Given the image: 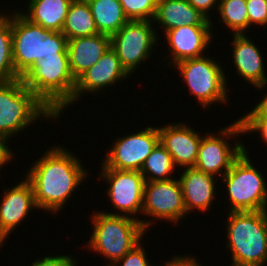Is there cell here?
Listing matches in <instances>:
<instances>
[{
  "instance_id": "6da1fadb",
  "label": "cell",
  "mask_w": 267,
  "mask_h": 266,
  "mask_svg": "<svg viewBox=\"0 0 267 266\" xmlns=\"http://www.w3.org/2000/svg\"><path fill=\"white\" fill-rule=\"evenodd\" d=\"M57 146L53 145L34 162L25 177L33 188L38 209L55 214L88 175L77 156Z\"/></svg>"
},
{
  "instance_id": "7a4b0ae2",
  "label": "cell",
  "mask_w": 267,
  "mask_h": 266,
  "mask_svg": "<svg viewBox=\"0 0 267 266\" xmlns=\"http://www.w3.org/2000/svg\"><path fill=\"white\" fill-rule=\"evenodd\" d=\"M21 80L57 119L67 106L73 104L76 80L69 68L68 54L36 61Z\"/></svg>"
},
{
  "instance_id": "3957f363",
  "label": "cell",
  "mask_w": 267,
  "mask_h": 266,
  "mask_svg": "<svg viewBox=\"0 0 267 266\" xmlns=\"http://www.w3.org/2000/svg\"><path fill=\"white\" fill-rule=\"evenodd\" d=\"M13 15V16H12ZM11 15L12 53L16 73L22 77L44 57L67 53V38L26 19L21 11Z\"/></svg>"
},
{
  "instance_id": "277c9868",
  "label": "cell",
  "mask_w": 267,
  "mask_h": 266,
  "mask_svg": "<svg viewBox=\"0 0 267 266\" xmlns=\"http://www.w3.org/2000/svg\"><path fill=\"white\" fill-rule=\"evenodd\" d=\"M226 222L231 264L263 266L267 262V210L231 211Z\"/></svg>"
},
{
  "instance_id": "5b68a950",
  "label": "cell",
  "mask_w": 267,
  "mask_h": 266,
  "mask_svg": "<svg viewBox=\"0 0 267 266\" xmlns=\"http://www.w3.org/2000/svg\"><path fill=\"white\" fill-rule=\"evenodd\" d=\"M144 220L97 212L92 215L93 233L85 246L111 260L106 266H112L141 242L153 223Z\"/></svg>"
},
{
  "instance_id": "8992f818",
  "label": "cell",
  "mask_w": 267,
  "mask_h": 266,
  "mask_svg": "<svg viewBox=\"0 0 267 266\" xmlns=\"http://www.w3.org/2000/svg\"><path fill=\"white\" fill-rule=\"evenodd\" d=\"M56 119L27 87L21 78L0 82V138L9 141L11 136L21 133L28 124L40 118Z\"/></svg>"
},
{
  "instance_id": "52a82bcc",
  "label": "cell",
  "mask_w": 267,
  "mask_h": 266,
  "mask_svg": "<svg viewBox=\"0 0 267 266\" xmlns=\"http://www.w3.org/2000/svg\"><path fill=\"white\" fill-rule=\"evenodd\" d=\"M221 179L227 187L230 212L267 210L266 179L253 166L246 147Z\"/></svg>"
},
{
  "instance_id": "ba28073f",
  "label": "cell",
  "mask_w": 267,
  "mask_h": 266,
  "mask_svg": "<svg viewBox=\"0 0 267 266\" xmlns=\"http://www.w3.org/2000/svg\"><path fill=\"white\" fill-rule=\"evenodd\" d=\"M188 85L191 95L206 108L212 103L225 104L228 100L227 79L219 63L210 57L182 60L174 65Z\"/></svg>"
},
{
  "instance_id": "9c48e42d",
  "label": "cell",
  "mask_w": 267,
  "mask_h": 266,
  "mask_svg": "<svg viewBox=\"0 0 267 266\" xmlns=\"http://www.w3.org/2000/svg\"><path fill=\"white\" fill-rule=\"evenodd\" d=\"M153 25L150 20H129L110 37L111 47L129 75L148 60L155 49L158 37Z\"/></svg>"
},
{
  "instance_id": "30bf717a",
  "label": "cell",
  "mask_w": 267,
  "mask_h": 266,
  "mask_svg": "<svg viewBox=\"0 0 267 266\" xmlns=\"http://www.w3.org/2000/svg\"><path fill=\"white\" fill-rule=\"evenodd\" d=\"M218 132V136L207 134L206 137H202L194 167L204 173L214 176L217 174L222 178L231 168L232 163L243 153L245 147L241 141H235L234 146L231 147L226 138L236 137L238 134L240 136L244 133V129L239 118Z\"/></svg>"
},
{
  "instance_id": "8fae6325",
  "label": "cell",
  "mask_w": 267,
  "mask_h": 266,
  "mask_svg": "<svg viewBox=\"0 0 267 266\" xmlns=\"http://www.w3.org/2000/svg\"><path fill=\"white\" fill-rule=\"evenodd\" d=\"M101 170L100 179L102 178L108 182V197L113 207H115L114 209L118 211V214L106 211L104 213L131 218H134L133 216H136L138 213L140 214L142 212L145 186V179L140 171L111 168H102Z\"/></svg>"
},
{
  "instance_id": "7c38bea8",
  "label": "cell",
  "mask_w": 267,
  "mask_h": 266,
  "mask_svg": "<svg viewBox=\"0 0 267 266\" xmlns=\"http://www.w3.org/2000/svg\"><path fill=\"white\" fill-rule=\"evenodd\" d=\"M102 168L140 171L146 158L159 143L158 127L148 126L137 133L115 140Z\"/></svg>"
},
{
  "instance_id": "4fadbf2b",
  "label": "cell",
  "mask_w": 267,
  "mask_h": 266,
  "mask_svg": "<svg viewBox=\"0 0 267 266\" xmlns=\"http://www.w3.org/2000/svg\"><path fill=\"white\" fill-rule=\"evenodd\" d=\"M141 214L172 223L185 218L187 211L179 178L145 182Z\"/></svg>"
},
{
  "instance_id": "5bb4252c",
  "label": "cell",
  "mask_w": 267,
  "mask_h": 266,
  "mask_svg": "<svg viewBox=\"0 0 267 266\" xmlns=\"http://www.w3.org/2000/svg\"><path fill=\"white\" fill-rule=\"evenodd\" d=\"M129 74L123 68L115 50L110 46L104 55L94 64L82 73L77 79L73 94V103L78 101L79 96L87 92H98L106 89L116 82L125 80Z\"/></svg>"
},
{
  "instance_id": "9a60e30c",
  "label": "cell",
  "mask_w": 267,
  "mask_h": 266,
  "mask_svg": "<svg viewBox=\"0 0 267 266\" xmlns=\"http://www.w3.org/2000/svg\"><path fill=\"white\" fill-rule=\"evenodd\" d=\"M212 25H182L166 31L171 60L169 65L189 59L202 57L213 38Z\"/></svg>"
},
{
  "instance_id": "2e32d148",
  "label": "cell",
  "mask_w": 267,
  "mask_h": 266,
  "mask_svg": "<svg viewBox=\"0 0 267 266\" xmlns=\"http://www.w3.org/2000/svg\"><path fill=\"white\" fill-rule=\"evenodd\" d=\"M159 142L166 148L177 167H194L202 135L185 123L158 127Z\"/></svg>"
},
{
  "instance_id": "e0dca14e",
  "label": "cell",
  "mask_w": 267,
  "mask_h": 266,
  "mask_svg": "<svg viewBox=\"0 0 267 266\" xmlns=\"http://www.w3.org/2000/svg\"><path fill=\"white\" fill-rule=\"evenodd\" d=\"M4 193L2 201L0 200V236L6 240L12 230L28 216V212L38 207L33 188L26 178L11 189H6Z\"/></svg>"
},
{
  "instance_id": "ac0fdd59",
  "label": "cell",
  "mask_w": 267,
  "mask_h": 266,
  "mask_svg": "<svg viewBox=\"0 0 267 266\" xmlns=\"http://www.w3.org/2000/svg\"><path fill=\"white\" fill-rule=\"evenodd\" d=\"M233 63L237 73L257 89L265 88L267 77L259 48L245 34L233 36Z\"/></svg>"
},
{
  "instance_id": "d6986e66",
  "label": "cell",
  "mask_w": 267,
  "mask_h": 266,
  "mask_svg": "<svg viewBox=\"0 0 267 266\" xmlns=\"http://www.w3.org/2000/svg\"><path fill=\"white\" fill-rule=\"evenodd\" d=\"M183 170L179 181L187 214L193 209L205 213L211 207L216 194L214 175L204 173L195 167H185Z\"/></svg>"
},
{
  "instance_id": "ffe728a7",
  "label": "cell",
  "mask_w": 267,
  "mask_h": 266,
  "mask_svg": "<svg viewBox=\"0 0 267 266\" xmlns=\"http://www.w3.org/2000/svg\"><path fill=\"white\" fill-rule=\"evenodd\" d=\"M110 46L111 38L105 34L67 40L69 68L74 79L91 68Z\"/></svg>"
},
{
  "instance_id": "44dd1931",
  "label": "cell",
  "mask_w": 267,
  "mask_h": 266,
  "mask_svg": "<svg viewBox=\"0 0 267 266\" xmlns=\"http://www.w3.org/2000/svg\"><path fill=\"white\" fill-rule=\"evenodd\" d=\"M153 22L168 31L182 25H212V22L187 0H158Z\"/></svg>"
},
{
  "instance_id": "7402d4cb",
  "label": "cell",
  "mask_w": 267,
  "mask_h": 266,
  "mask_svg": "<svg viewBox=\"0 0 267 266\" xmlns=\"http://www.w3.org/2000/svg\"><path fill=\"white\" fill-rule=\"evenodd\" d=\"M73 0H29L28 13L21 14L29 21L50 31L61 32Z\"/></svg>"
},
{
  "instance_id": "603a6c76",
  "label": "cell",
  "mask_w": 267,
  "mask_h": 266,
  "mask_svg": "<svg viewBox=\"0 0 267 266\" xmlns=\"http://www.w3.org/2000/svg\"><path fill=\"white\" fill-rule=\"evenodd\" d=\"M87 2L99 34L111 37L129 21L119 0H87Z\"/></svg>"
},
{
  "instance_id": "cb8c5ba5",
  "label": "cell",
  "mask_w": 267,
  "mask_h": 266,
  "mask_svg": "<svg viewBox=\"0 0 267 266\" xmlns=\"http://www.w3.org/2000/svg\"><path fill=\"white\" fill-rule=\"evenodd\" d=\"M67 38L99 34L87 0H73L61 31Z\"/></svg>"
},
{
  "instance_id": "d4e9b609",
  "label": "cell",
  "mask_w": 267,
  "mask_h": 266,
  "mask_svg": "<svg viewBox=\"0 0 267 266\" xmlns=\"http://www.w3.org/2000/svg\"><path fill=\"white\" fill-rule=\"evenodd\" d=\"M175 168L172 156L159 142L146 158L140 173L143 175L145 182L166 181L173 179L169 175L174 172Z\"/></svg>"
},
{
  "instance_id": "484cf974",
  "label": "cell",
  "mask_w": 267,
  "mask_h": 266,
  "mask_svg": "<svg viewBox=\"0 0 267 266\" xmlns=\"http://www.w3.org/2000/svg\"><path fill=\"white\" fill-rule=\"evenodd\" d=\"M19 78L13 64L11 16L0 13V82Z\"/></svg>"
},
{
  "instance_id": "4316f807",
  "label": "cell",
  "mask_w": 267,
  "mask_h": 266,
  "mask_svg": "<svg viewBox=\"0 0 267 266\" xmlns=\"http://www.w3.org/2000/svg\"><path fill=\"white\" fill-rule=\"evenodd\" d=\"M223 23L234 34H245L249 28L246 0H220L218 7Z\"/></svg>"
},
{
  "instance_id": "83f0119b",
  "label": "cell",
  "mask_w": 267,
  "mask_h": 266,
  "mask_svg": "<svg viewBox=\"0 0 267 266\" xmlns=\"http://www.w3.org/2000/svg\"><path fill=\"white\" fill-rule=\"evenodd\" d=\"M129 20L153 21L158 0H119Z\"/></svg>"
},
{
  "instance_id": "f1b7e54d",
  "label": "cell",
  "mask_w": 267,
  "mask_h": 266,
  "mask_svg": "<svg viewBox=\"0 0 267 266\" xmlns=\"http://www.w3.org/2000/svg\"><path fill=\"white\" fill-rule=\"evenodd\" d=\"M249 29L251 25L267 24V0H246Z\"/></svg>"
},
{
  "instance_id": "f546056e",
  "label": "cell",
  "mask_w": 267,
  "mask_h": 266,
  "mask_svg": "<svg viewBox=\"0 0 267 266\" xmlns=\"http://www.w3.org/2000/svg\"><path fill=\"white\" fill-rule=\"evenodd\" d=\"M139 243L132 250L126 253L120 260L115 262L112 266H154L149 264L150 262L146 258L144 248ZM123 262V263H122Z\"/></svg>"
},
{
  "instance_id": "4dcf8cb0",
  "label": "cell",
  "mask_w": 267,
  "mask_h": 266,
  "mask_svg": "<svg viewBox=\"0 0 267 266\" xmlns=\"http://www.w3.org/2000/svg\"><path fill=\"white\" fill-rule=\"evenodd\" d=\"M77 260L69 255L47 256L42 259L35 260L31 266H77Z\"/></svg>"
},
{
  "instance_id": "1f68e13d",
  "label": "cell",
  "mask_w": 267,
  "mask_h": 266,
  "mask_svg": "<svg viewBox=\"0 0 267 266\" xmlns=\"http://www.w3.org/2000/svg\"><path fill=\"white\" fill-rule=\"evenodd\" d=\"M243 125L244 133L256 132L261 134V138L267 144V119H240Z\"/></svg>"
},
{
  "instance_id": "d6a6232c",
  "label": "cell",
  "mask_w": 267,
  "mask_h": 266,
  "mask_svg": "<svg viewBox=\"0 0 267 266\" xmlns=\"http://www.w3.org/2000/svg\"><path fill=\"white\" fill-rule=\"evenodd\" d=\"M240 119H267V94L263 97L259 103Z\"/></svg>"
},
{
  "instance_id": "836d02e7",
  "label": "cell",
  "mask_w": 267,
  "mask_h": 266,
  "mask_svg": "<svg viewBox=\"0 0 267 266\" xmlns=\"http://www.w3.org/2000/svg\"><path fill=\"white\" fill-rule=\"evenodd\" d=\"M187 1L195 9H197L198 11H200L204 16H206L210 20L211 18H210V16H208L209 14H207V13L213 7L215 9L216 6H217L216 8L218 10V7H219V2L218 1H220V0H187Z\"/></svg>"
},
{
  "instance_id": "e575fe53",
  "label": "cell",
  "mask_w": 267,
  "mask_h": 266,
  "mask_svg": "<svg viewBox=\"0 0 267 266\" xmlns=\"http://www.w3.org/2000/svg\"><path fill=\"white\" fill-rule=\"evenodd\" d=\"M197 259H195V257H189L186 255L181 257V256H175L174 258H172L171 260L165 262V266H202L200 265V263H198L196 261Z\"/></svg>"
},
{
  "instance_id": "d590c367",
  "label": "cell",
  "mask_w": 267,
  "mask_h": 266,
  "mask_svg": "<svg viewBox=\"0 0 267 266\" xmlns=\"http://www.w3.org/2000/svg\"><path fill=\"white\" fill-rule=\"evenodd\" d=\"M8 142L0 138V169L3 165H6L12 158L13 152L8 147Z\"/></svg>"
},
{
  "instance_id": "8d00e7d4",
  "label": "cell",
  "mask_w": 267,
  "mask_h": 266,
  "mask_svg": "<svg viewBox=\"0 0 267 266\" xmlns=\"http://www.w3.org/2000/svg\"><path fill=\"white\" fill-rule=\"evenodd\" d=\"M4 239L0 236V248H1V246H3L2 244H4Z\"/></svg>"
}]
</instances>
